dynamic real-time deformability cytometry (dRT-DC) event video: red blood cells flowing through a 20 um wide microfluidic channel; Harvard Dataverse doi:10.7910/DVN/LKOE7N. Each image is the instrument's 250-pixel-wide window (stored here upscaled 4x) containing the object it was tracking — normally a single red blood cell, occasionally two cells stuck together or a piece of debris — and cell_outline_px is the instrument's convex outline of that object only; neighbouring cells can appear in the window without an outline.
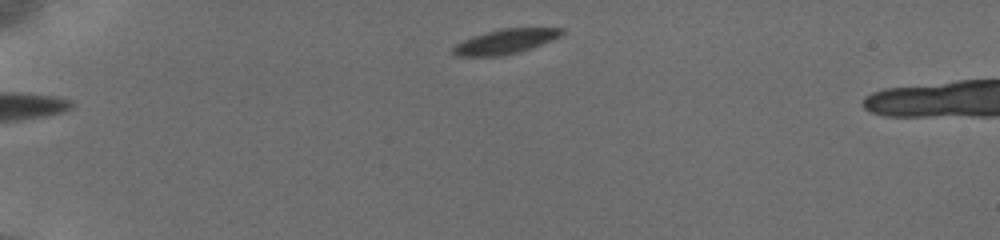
{"species": "common noctule bat (a hibernating species)", "species_latin": "Nyctalus noctula", "temperature_condition": "cold", "stored_images_in_passage": 16, "camera_frame_rate_fps": 3000, "um_per_image_px": 0.085, "animal": {"sex": "female", "body_mass_g": 19.5, "forearm_length_mm": 54.1}, "frame": {"image": 1, "passage_image": 1, "time_ms": 0.0, "image_size_px": [1000, 240], "cell_outline_px": [[564, 32], [560, 36], [552, 40], [532, 48], [504, 56], [460, 56], [452, 52], [452, 48], [456, 44], [472, 36], [500, 28], [564, 28]], "centroid_in_image_um": [42.97, 3.52], "position_along_channel_um": 42.0, "area_um2": 15.61}}
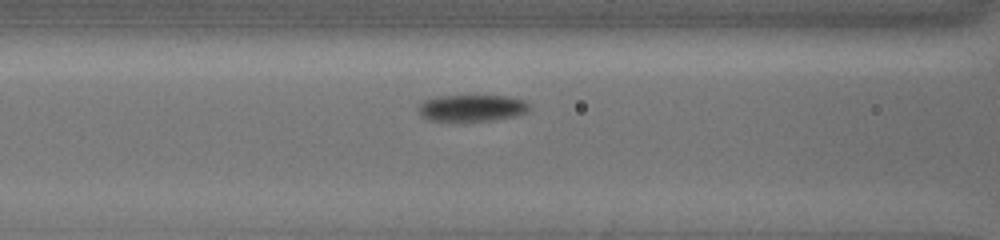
{"frame": {"image": 2, "passage_image": 10, "time_ms": 3.667, "image_size_px": [1000, 240], "cell_outline_px": [[532, 104], [528, 112], [516, 116], [488, 120], [428, 120], [420, 116], [416, 108], [424, 100], [436, 96], [508, 96], [524, 100]], "centroid_in_image_um": [40.12, 9.17], "position_along_channel_um": 126.5, "area_um2": 17.28}}
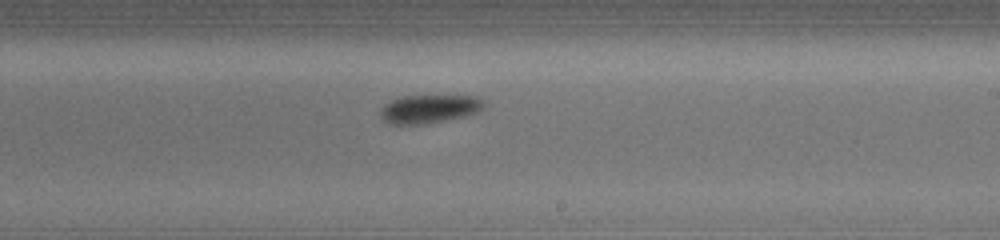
{"frame": {"image": 3, "passage_image": 16, "time_ms": 7.0, "image_size_px": [1000, 240], "cell_outline_px": [[484, 108], [476, 112], [464, 116], [444, 120], [420, 124], [392, 124], [384, 120], [380, 112], [384, 104], [392, 100], [404, 96], [476, 96], [484, 100]], "centroid_in_image_um": [36.5, 9.25], "position_along_channel_um": 252.5, "area_um2": 16.82}}